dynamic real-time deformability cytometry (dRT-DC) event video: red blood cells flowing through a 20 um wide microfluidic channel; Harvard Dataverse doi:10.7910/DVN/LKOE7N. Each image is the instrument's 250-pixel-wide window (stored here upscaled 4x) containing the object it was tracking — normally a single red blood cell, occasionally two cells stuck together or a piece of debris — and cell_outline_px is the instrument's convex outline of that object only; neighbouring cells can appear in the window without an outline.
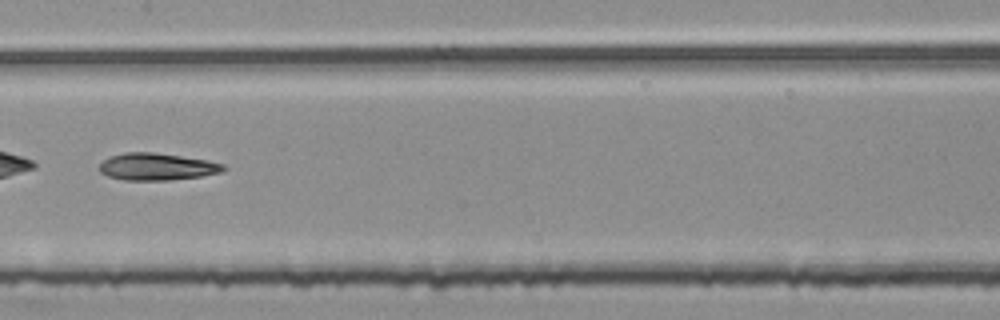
{"species": "common noctule bat (a hibernating species)", "species_latin": "Nyctalus noctula", "temperature_condition": "room temperature", "stored_images_in_passage": 54, "camera_frame_rate_fps": 3000, "um_per_image_px": 0.085, "animal": {"sex": "female", "body_mass_g": 25.1}, "frame": {"image": 1, "passage_image": 27, "time_ms": 8.667, "image_size_px": [1000, 320], "cell_outline_px": [[228, 168], [220, 172], [200, 176], [168, 180], [124, 180], [108, 176], [100, 172], [100, 164], [104, 160], [112, 156], [124, 152], [152, 152], [180, 156], [204, 160], [224, 164]], "centroid_in_image_um": [13.32, 14.17], "position_along_channel_um": 194.1, "area_um2": 19.31}}
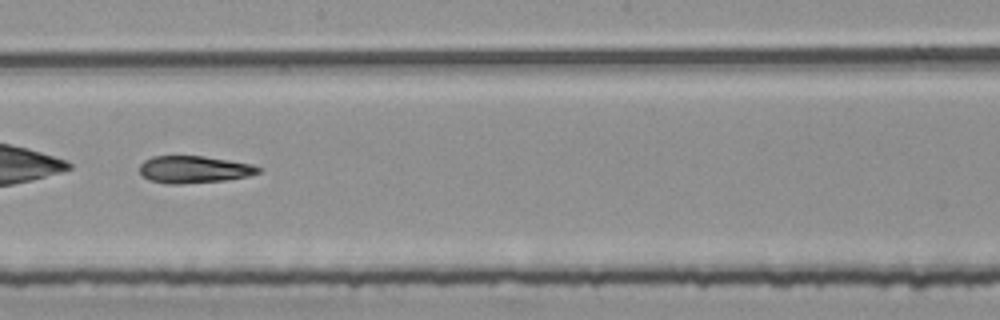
{"frame": {"image": 2, "passage_image": 30, "time_ms": 9.667, "image_size_px": [1000, 320], "cell_outline_px": [[260, 172], [248, 176], [228, 180], [180, 184], [168, 184], [148, 180], [140, 172], [140, 164], [144, 160], [152, 156], [204, 156], [252, 164], [260, 168]], "centroid_in_image_um": [16.48, 14.41], "position_along_channel_um": 231.7, "area_um2": 18.84}}
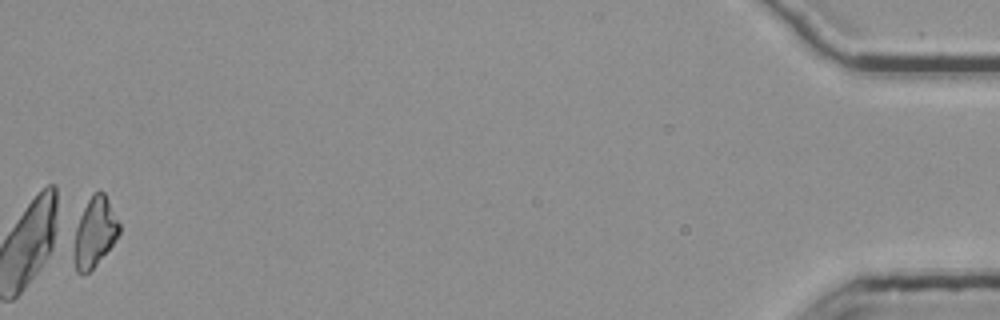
{"frame": {"image": 3, "passage_image": 53, "time_ms": 17.333, "image_size_px": [1000, 320], "cell_outline_px": [[120, 232], [112, 244], [96, 264], [88, 272], [76, 272], [72, 252], [72, 228], [92, 192], [100, 188], [104, 192], [120, 224]], "centroid_in_image_um": [7.97, 19.69], "position_along_channel_um": 427.2, "area_um2": 18.9}, "authors_computed_cell_mechanics": {"area_um2": 19.6809, "velocity_mm_per_s": 3.7901, "shape_relaxation_time_tau1_ms": 6.1215, "shape_relaxation_time_tau2_ms": null, "deformation_change_tau1": 0.1786, "deformation_change_tau2": null}}